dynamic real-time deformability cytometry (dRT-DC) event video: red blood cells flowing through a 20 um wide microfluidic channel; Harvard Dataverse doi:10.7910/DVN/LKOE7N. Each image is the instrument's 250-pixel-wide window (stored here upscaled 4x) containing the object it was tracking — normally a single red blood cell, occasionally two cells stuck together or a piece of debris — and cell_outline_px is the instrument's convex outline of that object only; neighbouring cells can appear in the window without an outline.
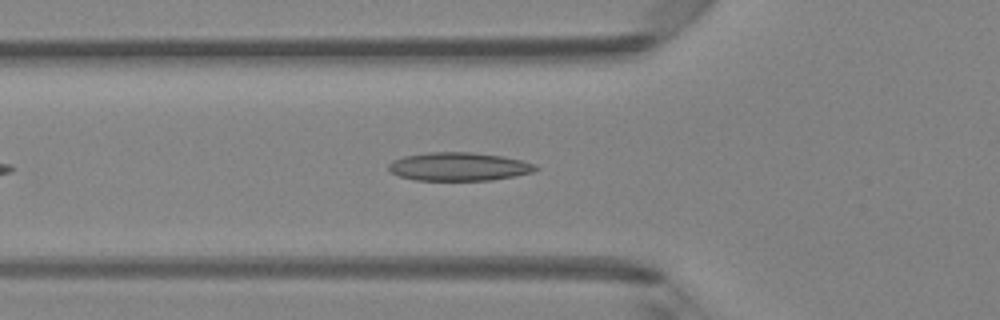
{"species": "Egyptian fruit bat (a non-hibernating species)", "species_latin": "Rousettus aegyptiacus", "temperature_condition": "room temperature", "stored_images_in_passage": 38, "camera_frame_rate_fps": 3000, "um_per_image_px": 0.085, "animal": {"sex": "female"}, "frame": {"image": 1, "passage_image": 7, "time_ms": 2.0, "image_size_px": [1000, 320], "cell_outline_px": [[540, 168], [532, 172], [516, 176], [492, 180], [416, 180], [400, 176], [392, 172], [388, 168], [388, 164], [392, 160], [404, 156], [428, 152], [472, 152], [504, 156], [536, 164]], "centroid_in_image_um": [39.03, 14.15], "position_along_channel_um": 86.8, "area_um2": 24.39}}
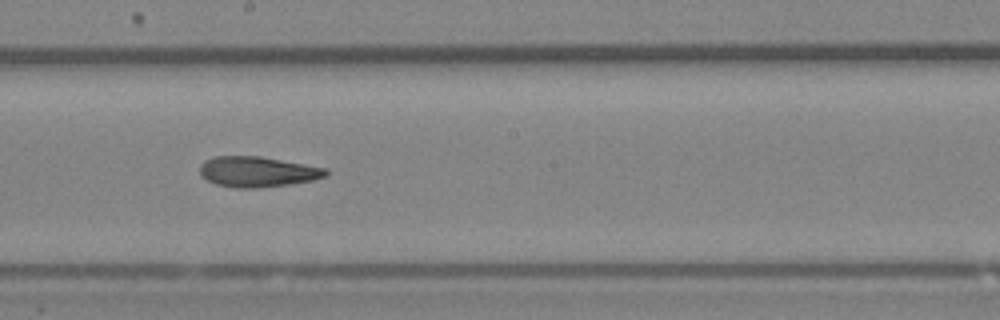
{"frame": {"image": 2, "passage_image": 17, "time_ms": 5.333, "image_size_px": [1000, 320], "cell_outline_px": [[328, 172], [324, 176], [312, 180], [288, 184], [256, 188], [236, 188], [216, 184], [200, 176], [200, 164], [204, 160], [216, 156], [260, 156], [328, 168]], "centroid_in_image_um": [21.85, 14.59], "position_along_channel_um": 226.3, "area_um2": 22.31}}
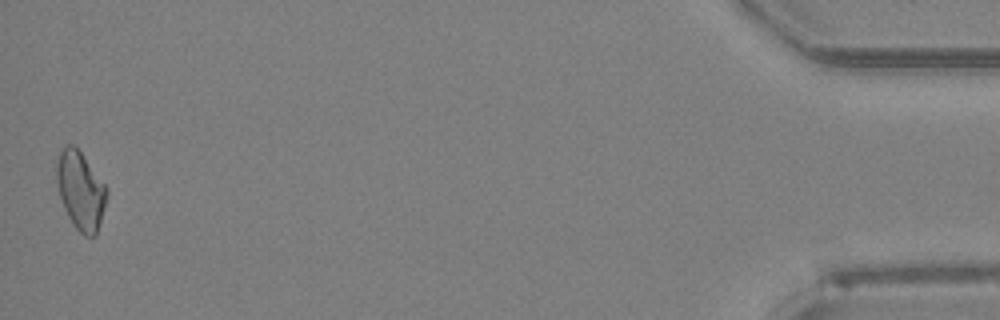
{"frame": {"image": 3, "passage_image": 38, "time_ms": 12.333, "image_size_px": [1000, 320], "cell_outline_px": [[108, 196], [96, 236], [84, 236], [72, 224], [64, 208], [60, 196], [56, 180], [56, 164], [60, 152], [64, 144], [72, 144], [80, 152], [108, 188]], "centroid_in_image_um": [6.85, 16.21], "position_along_channel_um": 428.3, "area_um2": 22.77}, "authors_computed_cell_mechanics": {"area_um2": 22.3397, "velocity_mm_per_s": 4.2067, "shape_relaxation_time_tau1_ms": null, "shape_relaxation_time_tau2_ms": 4.9514, "deformation_change_tau1": null, "deformation_change_tau2": 0.135}}